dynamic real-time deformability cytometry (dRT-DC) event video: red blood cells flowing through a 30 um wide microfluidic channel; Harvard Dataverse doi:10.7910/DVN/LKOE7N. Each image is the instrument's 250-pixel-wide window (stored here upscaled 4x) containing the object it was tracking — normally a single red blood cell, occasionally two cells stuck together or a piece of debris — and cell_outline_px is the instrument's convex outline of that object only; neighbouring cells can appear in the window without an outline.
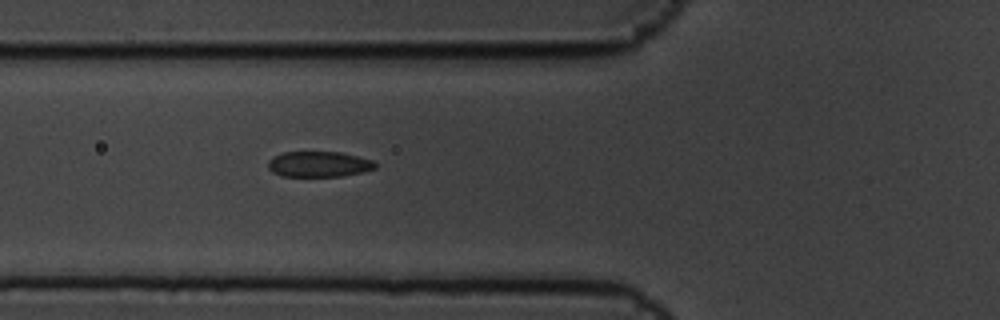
{"species": "common noctule bat (a hibernating species)", "species_latin": "Nyctalus noctula", "temperature_condition": "cold", "stored_images_in_passage": 6, "camera_frame_rate_fps": 3000, "um_per_image_px": 0.085, "animal": {"sex": "male", "body_mass_g": 19.5, "forearm_length_mm": 54.6}, "frame": {"image": 1, "passage_image": 6, "time_ms": 1.667, "image_size_px": [1000, 320], "cell_outline_px": [[376, 168], [364, 172], [340, 176], [280, 176], [272, 172], [268, 168], [268, 160], [272, 156], [284, 152], [340, 152], [372, 160], [376, 164]], "centroid_in_image_um": [27.07, 13.96], "position_along_channel_um": 98.7, "area_um2": 16.01}}